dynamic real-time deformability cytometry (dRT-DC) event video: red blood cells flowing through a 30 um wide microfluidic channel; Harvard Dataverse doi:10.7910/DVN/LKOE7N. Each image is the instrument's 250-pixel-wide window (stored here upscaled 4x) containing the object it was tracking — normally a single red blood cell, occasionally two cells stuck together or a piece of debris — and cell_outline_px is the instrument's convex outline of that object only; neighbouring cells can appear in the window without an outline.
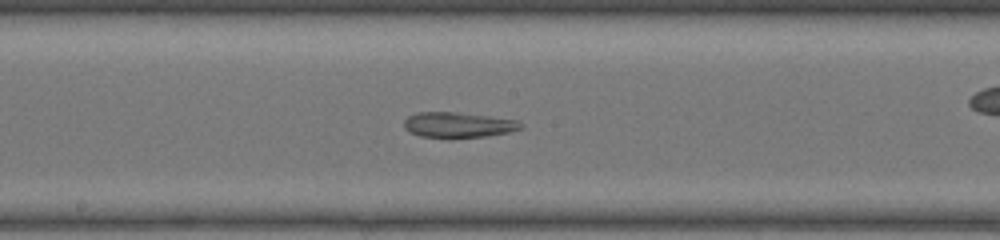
{"species": "common noctule bat (a hibernating species)", "species_latin": "Nyctalus noctula", "temperature_condition": "warm", "stored_images_in_passage": 51, "segment_of_instrument_passage": [2, 2], "camera_frame_rate_fps": 3000, "um_per_image_px": 0.085, "animal": {"sex": "female", "body_mass_g": 17.0, "forearm_length_mm": 48.0}, "frame": {"image": 1, "passage_image": 28, "time_ms": 9.0, "image_size_px": [1000, 240], "cell_outline_px": [[524, 128], [508, 132], [488, 136], [420, 136], [408, 132], [404, 128], [404, 120], [408, 116], [416, 112], [456, 112], [488, 116], [516, 120]], "centroid_in_image_um": [38.91, 10.59], "position_along_channel_um": 209.3, "area_um2": 16.82}}
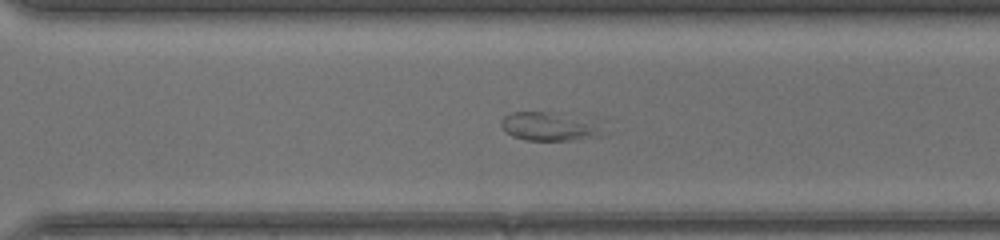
{"frame": {"image": 2, "passage_image": 36, "time_ms": 11.667, "image_size_px": [1000, 240], "cell_outline_px": [[596, 136], [572, 140], [524, 140], [512, 136], [500, 124], [500, 120], [504, 116], [512, 112], [552, 112], [588, 124], [592, 128]], "centroid_in_image_um": [46.33, 10.77], "position_along_channel_um": 324.3, "area_um2": 15.2}}
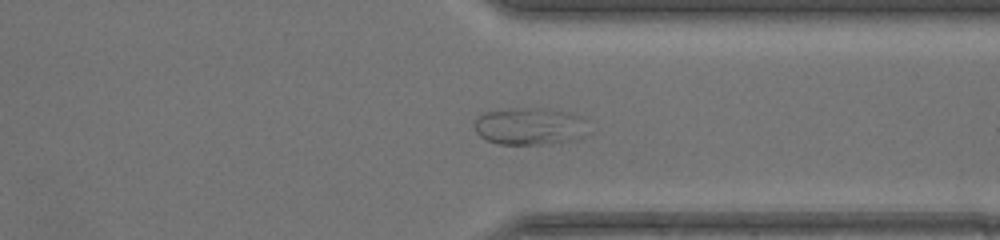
{"frame": {"image": 3, "passage_image": 39, "time_ms": 12.667, "image_size_px": [1000, 240], "cell_outline_px": [[584, 136], [576, 140], [540, 144], [500, 144], [488, 140], [480, 136], [476, 132], [476, 120], [484, 112], [516, 108], [540, 108], [568, 112], [584, 116]], "centroid_in_image_um": [45.04, 10.73], "position_along_channel_um": 366.4, "area_um2": 24.39}}